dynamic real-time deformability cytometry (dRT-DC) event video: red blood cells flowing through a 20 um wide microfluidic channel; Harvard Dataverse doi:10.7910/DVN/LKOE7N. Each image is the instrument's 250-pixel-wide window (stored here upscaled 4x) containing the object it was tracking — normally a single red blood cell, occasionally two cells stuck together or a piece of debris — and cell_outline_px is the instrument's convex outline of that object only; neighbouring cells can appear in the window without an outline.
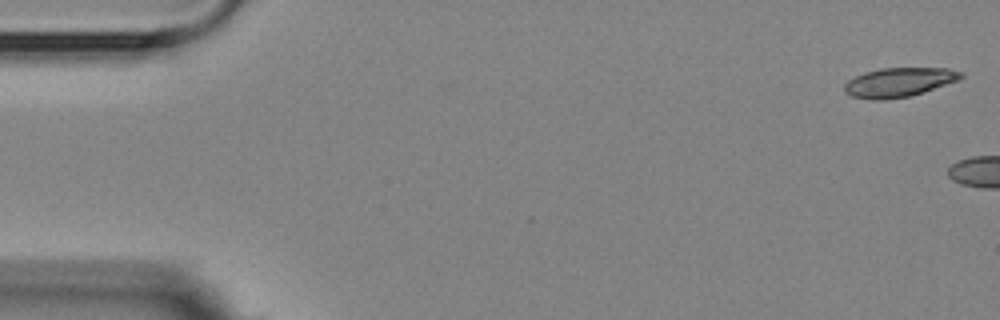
{"species": "Egyptian fruit bat (a non-hibernating species)", "species_latin": "Rousettus aegyptiacus", "temperature_condition": "room temperature", "stored_images_in_passage": 2, "camera_frame_rate_fps": 3000, "um_per_image_px": 0.085, "animal": {"sex": "female"}, "frame": {"image": 1, "passage_image": 1, "time_ms": 0.0, "image_size_px": [1000, 320], "cell_outline_px": [[964, 76], [956, 80], [908, 96], [884, 100], [872, 100], [852, 96], [844, 92], [844, 84], [848, 80], [864, 72], [880, 68], [948, 68], [964, 72]], "centroid_in_image_um": [76.35, 6.98], "position_along_channel_um": 8.6, "area_um2": 19.54}}